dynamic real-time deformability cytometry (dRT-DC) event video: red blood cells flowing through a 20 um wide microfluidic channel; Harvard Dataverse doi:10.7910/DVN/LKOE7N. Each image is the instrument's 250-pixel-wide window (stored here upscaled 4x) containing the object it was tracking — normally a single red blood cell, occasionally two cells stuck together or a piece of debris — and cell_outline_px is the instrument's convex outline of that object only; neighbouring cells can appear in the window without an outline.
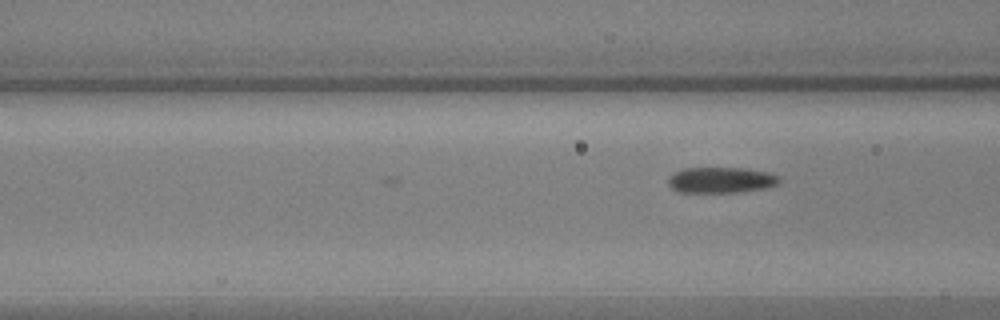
{"species": "common noctule bat (a hibernating species)", "species_latin": "Nyctalus noctula", "temperature_condition": "warm", "stored_images_in_passage": 6, "camera_frame_rate_fps": 3000, "um_per_image_px": 0.085, "animal": {"sex": "male", "body_mass_g": 17.9, "forearm_length_mm": 54.2}, "frame": {"image": 1, "passage_image": 6, "time_ms": 1.667, "image_size_px": [1000, 320], "cell_outline_px": [[780, 184], [768, 188], [740, 192], [676, 192], [668, 184], [668, 176], [684, 168], [740, 168], [768, 172], [780, 176]], "centroid_in_image_um": [61.31, 15.31], "position_along_channel_um": 105.3, "area_um2": 16.88}}